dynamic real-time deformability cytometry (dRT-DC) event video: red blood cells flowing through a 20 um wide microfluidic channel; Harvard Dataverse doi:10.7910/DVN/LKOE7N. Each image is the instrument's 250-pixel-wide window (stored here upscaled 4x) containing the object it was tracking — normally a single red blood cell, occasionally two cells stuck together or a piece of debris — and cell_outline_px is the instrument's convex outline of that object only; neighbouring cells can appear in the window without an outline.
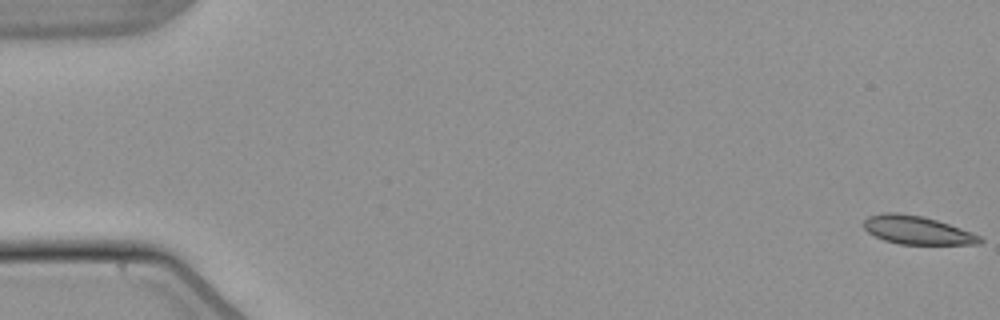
{"species": "common noctule bat (a hibernating species)", "species_latin": "Nyctalus noctula", "temperature_condition": "warm", "stored_images_in_passage": 54, "camera_frame_rate_fps": 3000, "um_per_image_px": 0.085, "animal": {"sex": "male", "body_mass_g": 21.5, "forearm_length_mm": 52.0}, "frame": {"image": 1, "passage_image": 1, "time_ms": 0.0, "image_size_px": [1000, 320], "cell_outline_px": [[984, 240], [980, 244], [900, 244], [884, 240], [868, 232], [864, 228], [864, 220], [868, 216], [884, 212], [896, 212], [924, 216], [960, 228], [980, 236]], "centroid_in_image_um": [77.94, 19.55], "position_along_channel_um": 7.1, "area_um2": 19.07}}
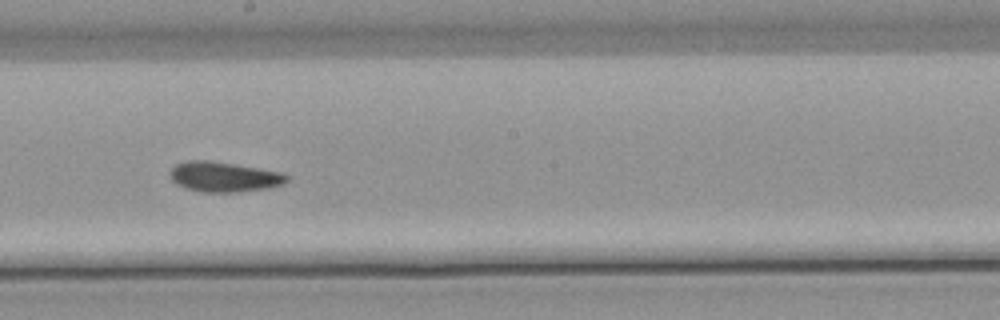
{"frame": {"image": 2, "passage_image": 31, "time_ms": 10.0, "image_size_px": [1000, 320], "cell_outline_px": [[288, 180], [284, 184], [268, 188], [236, 192], [200, 192], [184, 188], [176, 184], [168, 176], [168, 172], [176, 164], [188, 160], [208, 160], [284, 172], [288, 176]], "centroid_in_image_um": [19.01, 15.03], "position_along_channel_um": 229.2, "area_um2": 20.69}}
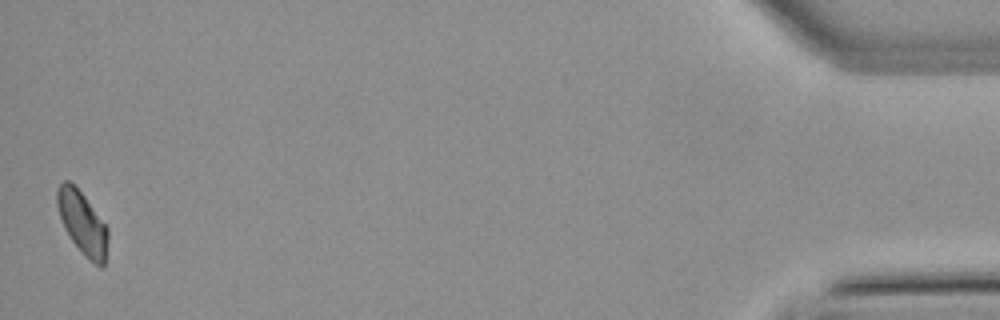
{"frame": {"image": 3, "passage_image": 54, "time_ms": 17.667, "image_size_px": [1000, 320], "cell_outline_px": [[108, 240], [104, 268], [100, 268], [84, 256], [80, 252], [64, 228], [56, 204], [56, 188], [64, 180], [68, 180], [84, 196], [108, 228]], "centroid_in_image_um": [7.01, 18.99], "position_along_channel_um": 428.2, "area_um2": 18.61}}